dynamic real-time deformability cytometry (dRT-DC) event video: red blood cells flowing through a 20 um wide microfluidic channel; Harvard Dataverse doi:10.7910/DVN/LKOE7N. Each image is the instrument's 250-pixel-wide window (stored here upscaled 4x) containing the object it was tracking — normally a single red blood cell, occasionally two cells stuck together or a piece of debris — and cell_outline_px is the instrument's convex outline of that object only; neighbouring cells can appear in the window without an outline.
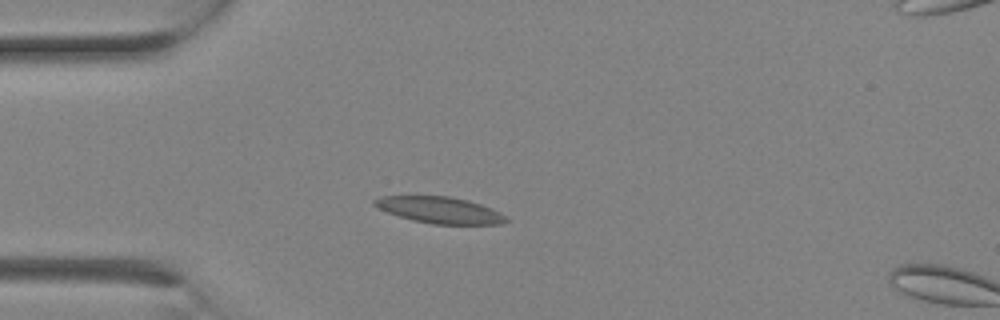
{"species": "Egyptian fruit bat (a non-hibernating species)", "species_latin": "Rousettus aegyptiacus", "temperature_condition": "room temperature", "stored_images_in_passage": 2, "camera_frame_rate_fps": 3000, "um_per_image_px": 0.085, "animal": {"sex": "female"}, "frame": {"image": 1, "passage_image": 1, "time_ms": 0.0, "image_size_px": [1000, 320], "cell_outline_px": [[512, 220], [500, 224], [432, 224], [412, 220], [388, 212], [372, 204], [372, 200], [380, 196], [448, 196], [468, 200], [492, 208], [508, 216]], "centroid_in_image_um": [37.43, 17.85], "position_along_channel_um": 47.6, "area_um2": 20.35}}